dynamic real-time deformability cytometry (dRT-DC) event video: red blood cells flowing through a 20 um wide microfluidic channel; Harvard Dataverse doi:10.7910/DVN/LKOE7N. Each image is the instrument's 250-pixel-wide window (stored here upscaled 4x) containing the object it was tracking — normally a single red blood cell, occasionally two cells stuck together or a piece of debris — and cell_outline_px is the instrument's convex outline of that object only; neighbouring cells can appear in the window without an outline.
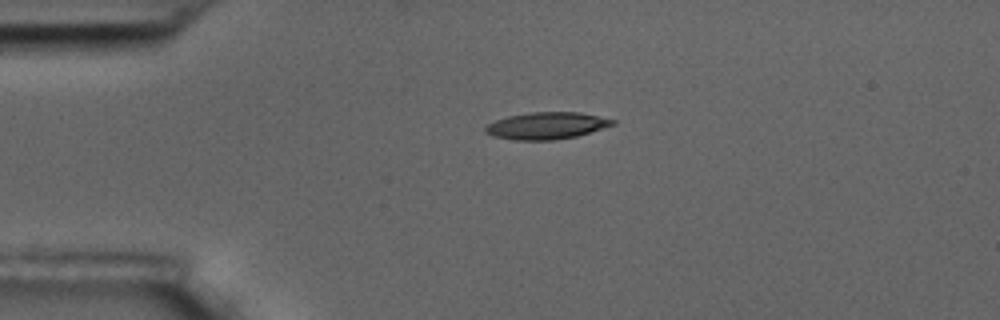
{"species": "common noctule bat (a hibernating species)", "species_latin": "Nyctalus noctula", "temperature_condition": "room temperature", "stored_images_in_passage": 2, "camera_frame_rate_fps": 3000, "um_per_image_px": 0.085, "animal": {"sex": "male", "body_mass_g": 17.5, "forearm_length_mm": 52.3}, "frame": {"image": 1, "passage_image": 1, "time_ms": 0.0, "image_size_px": [1000, 320], "cell_outline_px": [[616, 124], [576, 136], [552, 140], [516, 140], [492, 136], [484, 132], [484, 128], [488, 124], [496, 120], [508, 116], [532, 112], [580, 112], [616, 120]], "centroid_in_image_um": [46.45, 10.68], "position_along_channel_um": 38.6, "area_um2": 19.88}}